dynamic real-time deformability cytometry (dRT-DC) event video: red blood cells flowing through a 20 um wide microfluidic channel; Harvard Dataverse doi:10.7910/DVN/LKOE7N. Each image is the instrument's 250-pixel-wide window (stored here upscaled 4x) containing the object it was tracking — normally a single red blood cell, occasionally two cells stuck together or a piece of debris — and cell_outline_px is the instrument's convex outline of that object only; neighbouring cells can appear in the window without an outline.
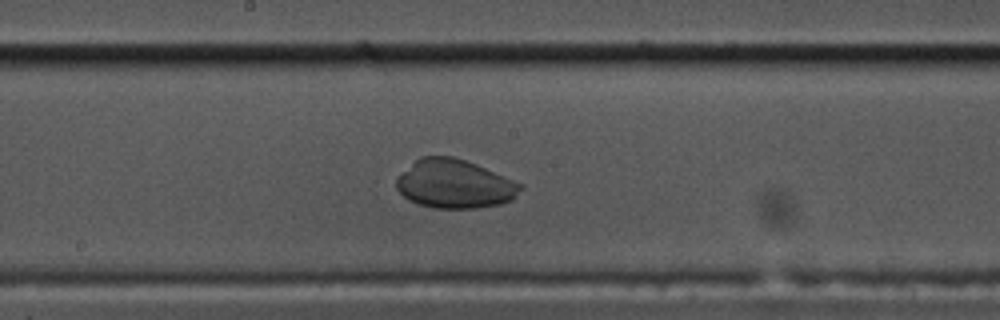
{"species": "common noctule bat (a hibernating species)", "species_latin": "Nyctalus noctula", "temperature_condition": "cold", "stored_images_in_passage": 48, "camera_frame_rate_fps": 3000, "um_per_image_px": 0.085, "animal": {"sex": "male", "body_mass_g": 17.5, "forearm_length_mm": 52.3}, "frame": {"image": 1, "passage_image": 29, "time_ms": 9.333, "image_size_px": [1000, 320], "cell_outline_px": [[524, 188], [512, 200], [500, 204], [476, 208], [432, 208], [408, 200], [396, 188], [396, 180], [420, 156], [452, 156], [476, 164], [524, 184]], "centroid_in_image_um": [38.68, 15.65], "position_along_channel_um": 209.5, "area_um2": 35.08}}
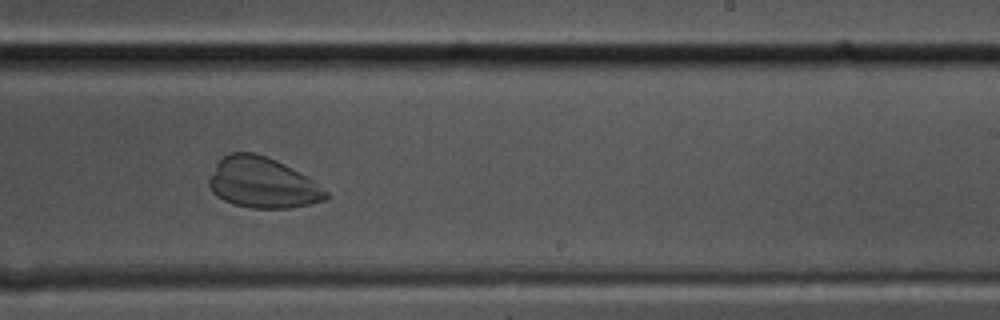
{"frame": {"image": 2, "passage_image": 34, "time_ms": 11.0, "image_size_px": [1000, 320], "cell_outline_px": [[328, 200], [288, 208], [252, 208], [236, 204], [224, 200], [216, 196], [212, 192], [208, 184], [208, 180], [216, 164], [224, 156], [232, 152], [252, 152], [276, 160], [284, 164], [312, 180], [328, 192]], "centroid_in_image_um": [22.3, 15.54], "position_along_channel_um": 266.7, "area_um2": 34.1}}